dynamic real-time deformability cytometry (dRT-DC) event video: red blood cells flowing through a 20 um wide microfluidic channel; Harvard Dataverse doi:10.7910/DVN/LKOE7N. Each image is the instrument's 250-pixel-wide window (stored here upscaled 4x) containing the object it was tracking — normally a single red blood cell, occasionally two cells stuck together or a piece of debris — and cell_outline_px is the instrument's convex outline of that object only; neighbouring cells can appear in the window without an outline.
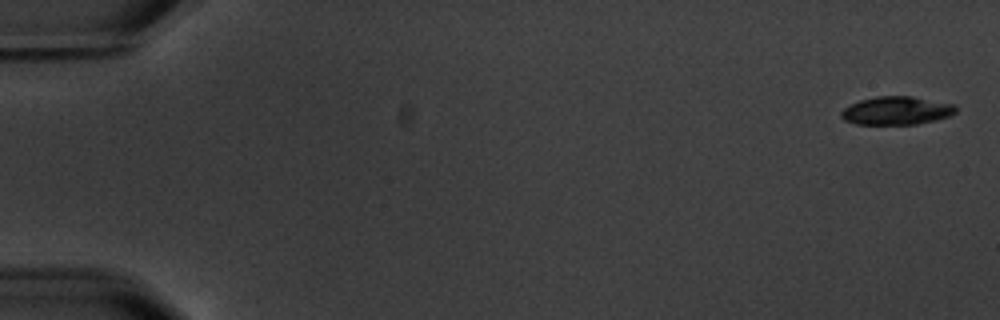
{"species": "common noctule bat (a hibernating species)", "species_latin": "Nyctalus noctula", "temperature_condition": "warm", "stored_images_in_passage": 6, "camera_frame_rate_fps": 3000, "um_per_image_px": 0.085, "animal": {"sex": "male", "body_mass_g": 20.1, "forearm_length_mm": 53.5}, "frame": {"image": 1, "passage_image": 1, "time_ms": 0.0, "image_size_px": [1000, 320], "cell_outline_px": [[956, 112], [948, 116], [936, 120], [916, 124], [856, 124], [844, 120], [840, 116], [840, 112], [844, 108], [860, 100], [876, 96], [912, 96], [956, 104]], "centroid_in_image_um": [76.21, 9.4], "position_along_channel_um": 8.8, "area_um2": 18.9}}
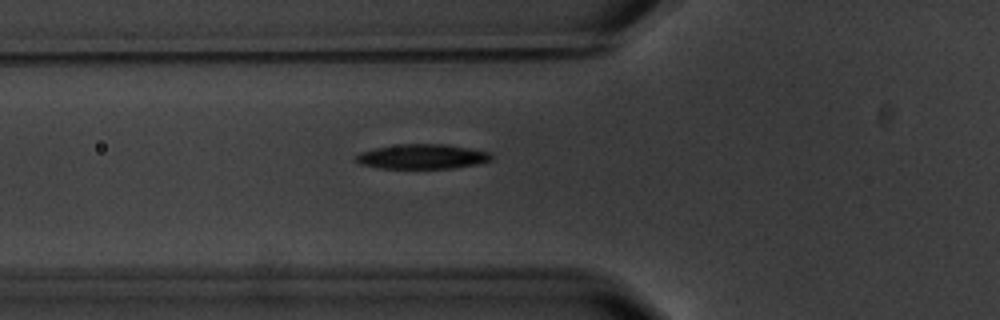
{"frame": {"image": 2, "passage_image": 6, "time_ms": 6.667, "image_size_px": [1000, 320], "cell_outline_px": [[492, 160], [476, 164], [452, 168], [380, 168], [360, 164], [356, 160], [356, 156], [360, 152], [376, 148], [400, 144], [448, 144], [488, 152], [492, 156]], "centroid_in_image_um": [35.89, 13.3], "position_along_channel_um": 89.9, "area_um2": 19.31}}